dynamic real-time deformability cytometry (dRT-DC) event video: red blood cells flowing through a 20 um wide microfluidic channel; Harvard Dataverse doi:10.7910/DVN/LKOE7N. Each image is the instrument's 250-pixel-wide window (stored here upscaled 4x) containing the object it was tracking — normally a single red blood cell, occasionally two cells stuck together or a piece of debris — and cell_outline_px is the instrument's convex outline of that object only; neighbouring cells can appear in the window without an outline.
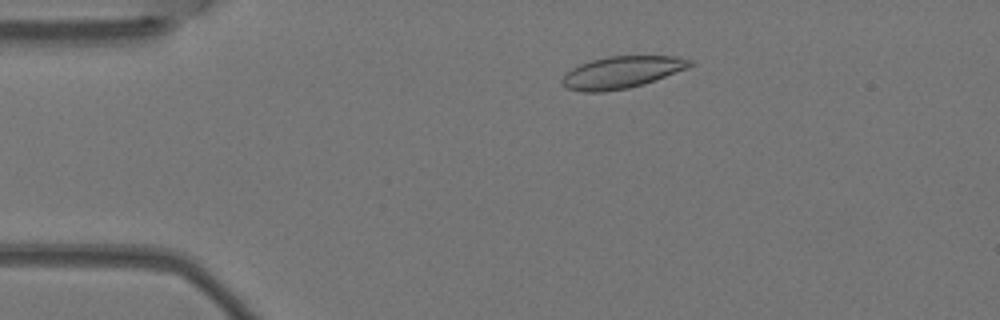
{"species": "Egyptian fruit bat (a non-hibernating species)", "species_latin": "Rousettus aegyptiacus", "temperature_condition": "warm", "stored_images_in_passage": 3, "camera_frame_rate_fps": 3000, "um_per_image_px": 0.085, "animal": {"sex": "female"}, "frame": {"image": 1, "passage_image": 1, "time_ms": 0.0, "image_size_px": [1000, 320], "cell_outline_px": [[696, 60], [688, 68], [656, 80], [644, 84], [628, 88], [604, 92], [584, 92], [568, 88], [560, 80], [572, 68], [580, 64], [592, 60], [608, 56], [676, 56]], "centroid_in_image_um": [52.9, 6.14], "position_along_channel_um": 32.1, "area_um2": 23.81}}